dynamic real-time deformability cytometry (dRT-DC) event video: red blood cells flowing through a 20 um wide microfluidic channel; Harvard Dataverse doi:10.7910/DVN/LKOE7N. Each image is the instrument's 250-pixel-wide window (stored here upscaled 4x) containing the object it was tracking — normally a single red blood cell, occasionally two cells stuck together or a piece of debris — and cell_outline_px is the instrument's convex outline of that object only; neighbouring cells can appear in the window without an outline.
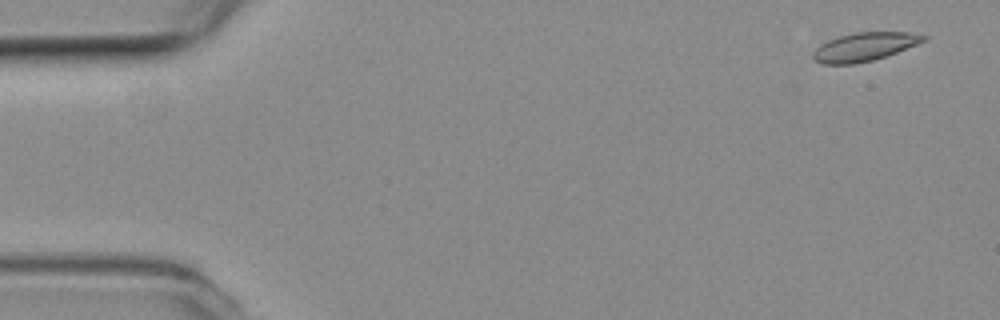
{"species": "common noctule bat (a hibernating species)", "species_latin": "Nyctalus noctula", "temperature_condition": "room temperature", "stored_images_in_passage": 11, "camera_frame_rate_fps": 3000, "um_per_image_px": 0.085, "animal": {"sex": "female", "body_mass_g": 19.3, "forearm_length_mm": 54.1}, "frame": {"image": 1, "passage_image": 1, "time_ms": 0.0, "image_size_px": [1000, 320], "cell_outline_px": [[928, 40], [888, 56], [872, 60], [852, 64], [824, 64], [816, 60], [812, 56], [812, 52], [820, 44], [828, 40], [840, 36], [856, 32], [908, 32], [928, 36]], "centroid_in_image_um": [73.51, 3.97], "position_along_channel_um": 11.5, "area_um2": 18.38}}